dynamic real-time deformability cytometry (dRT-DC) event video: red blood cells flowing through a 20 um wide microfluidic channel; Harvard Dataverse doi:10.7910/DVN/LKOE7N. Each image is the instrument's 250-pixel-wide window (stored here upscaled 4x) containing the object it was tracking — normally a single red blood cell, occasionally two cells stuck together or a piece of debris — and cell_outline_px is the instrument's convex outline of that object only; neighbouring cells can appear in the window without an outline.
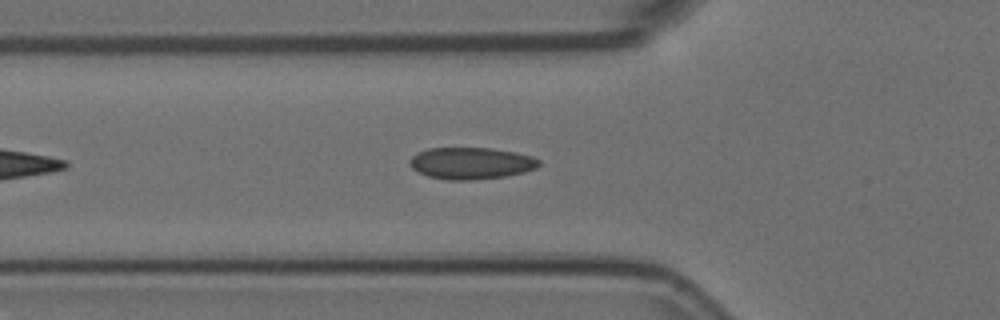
{"species": "Egyptian fruit bat (a non-hibernating species)", "species_latin": "Rousettus aegyptiacus", "temperature_condition": "room temperature", "stored_images_in_passage": 26, "camera_frame_rate_fps": 3000, "um_per_image_px": 0.085, "animal": {"sex": "female"}, "frame": {"image": 1, "passage_image": 5, "time_ms": 1.333, "image_size_px": [1000, 320], "cell_outline_px": [[540, 164], [536, 168], [524, 172], [504, 176], [472, 180], [448, 180], [428, 176], [412, 168], [408, 164], [408, 160], [416, 152], [428, 148], [492, 148], [516, 152], [532, 156], [540, 160]], "centroid_in_image_um": [40.02, 13.86], "position_along_channel_um": 85.8, "area_um2": 24.04}}
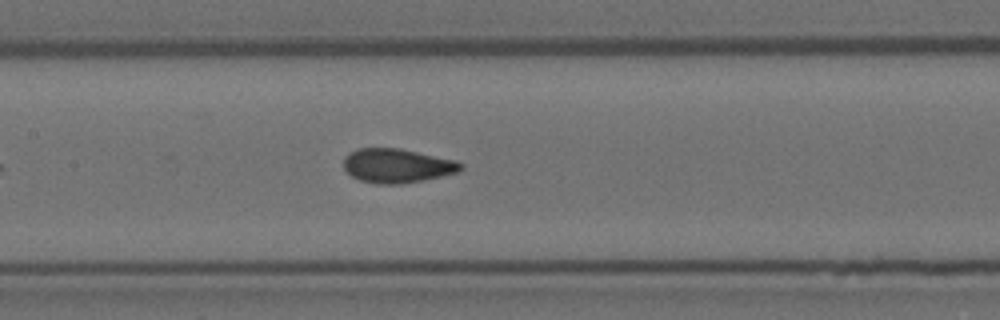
{"frame": {"image": 2, "passage_image": 12, "time_ms": 3.667, "image_size_px": [1000, 320], "cell_outline_px": [[464, 168], [460, 172], [424, 180], [400, 184], [380, 184], [360, 180], [352, 176], [344, 168], [344, 156], [360, 148], [400, 148], [456, 160], [464, 164]], "centroid_in_image_um": [33.8, 14.09], "position_along_channel_um": 173.6, "area_um2": 23.35}}
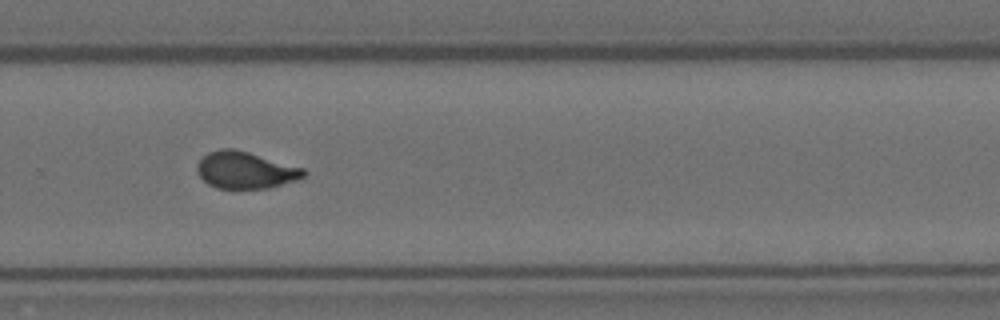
{"frame": {"image": 3, "passage_image": 23, "time_ms": 7.333, "image_size_px": [1000, 320], "cell_outline_px": [[308, 172], [304, 176], [296, 180], [268, 188], [216, 188], [208, 184], [196, 172], [196, 164], [208, 152], [220, 148], [232, 148], [248, 152], [304, 168]], "centroid_in_image_um": [20.84, 14.45], "position_along_channel_um": 309.0, "area_um2": 22.83}, "authors_computed_cell_mechanics": {"area_um2": 23.0333, "velocity_mm_per_s": 3.7241, "shape_relaxation_time_tau1_ms": 7.3005, "shape_relaxation_time_tau2_ms": 0.9465, "deformation_change_tau1": 0.1964, "deformation_change_tau2": 0.0761}}